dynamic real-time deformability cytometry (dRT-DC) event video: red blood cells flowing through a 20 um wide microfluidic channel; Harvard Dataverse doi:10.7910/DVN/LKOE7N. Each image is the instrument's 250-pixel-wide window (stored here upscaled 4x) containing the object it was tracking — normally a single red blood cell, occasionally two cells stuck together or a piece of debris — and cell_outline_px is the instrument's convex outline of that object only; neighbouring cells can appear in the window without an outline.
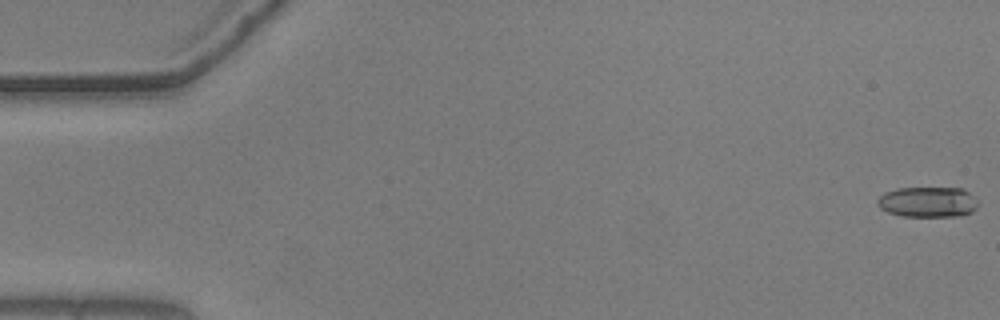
{"species": "common noctule bat (a hibernating species)", "species_latin": "Nyctalus noctula", "temperature_condition": "warm", "stored_images_in_passage": 3, "camera_frame_rate_fps": 3000, "um_per_image_px": 0.085, "animal": {"sex": "male", "body_mass_g": 20.5, "forearm_length_mm": 52.5}, "frame": {"image": 1, "passage_image": 1, "time_ms": 0.0, "image_size_px": [1000, 320], "cell_outline_px": [[980, 204], [972, 212], [960, 216], [904, 216], [888, 212], [880, 208], [876, 204], [876, 200], [884, 192], [896, 188], [964, 188]], "centroid_in_image_um": [78.86, 17.16], "position_along_channel_um": 6.1, "area_um2": 17.98}}